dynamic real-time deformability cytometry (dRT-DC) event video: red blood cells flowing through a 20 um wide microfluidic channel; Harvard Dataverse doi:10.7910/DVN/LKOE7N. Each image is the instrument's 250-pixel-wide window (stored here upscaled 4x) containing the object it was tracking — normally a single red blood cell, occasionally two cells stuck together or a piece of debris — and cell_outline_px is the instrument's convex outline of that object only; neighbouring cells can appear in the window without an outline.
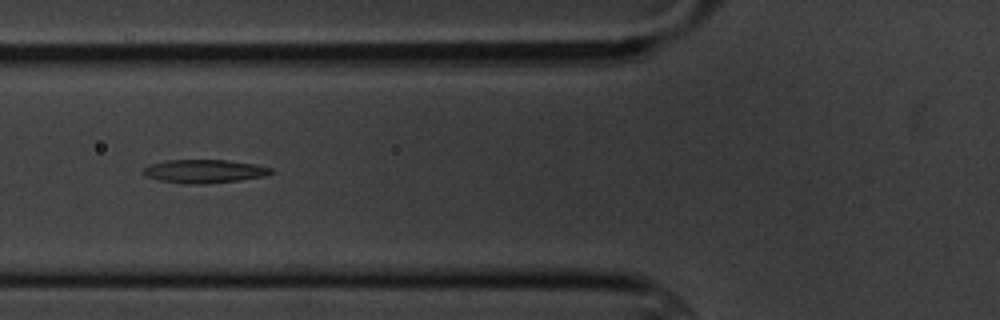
{"species": "common noctule bat (a hibernating species)", "species_latin": "Nyctalus noctula", "temperature_condition": "cold", "stored_images_in_passage": 8, "camera_frame_rate_fps": 3000, "um_per_image_px": 0.085, "animal": {"sex": "male", "body_mass_g": 20.1, "forearm_length_mm": 53.5}, "frame": {"image": 1, "passage_image": 6, "time_ms": 6.667, "image_size_px": [1000, 320], "cell_outline_px": [[272, 172], [264, 176], [236, 180], [204, 184], [184, 184], [156, 180], [148, 176], [144, 172], [144, 168], [148, 164], [164, 160], [228, 160], [256, 164], [272, 168]], "centroid_in_image_um": [17.33, 14.55], "position_along_channel_um": 108.5, "area_um2": 17.4}}
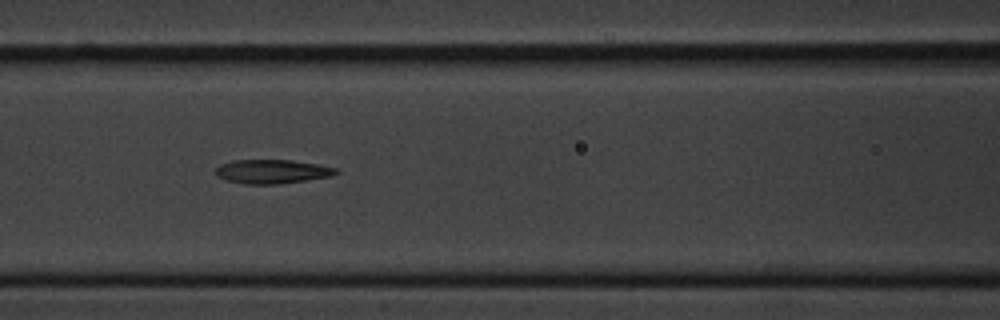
{"frame": {"image": 2, "passage_image": 7, "time_ms": 7.667, "image_size_px": [1000, 320], "cell_outline_px": [[340, 172], [332, 176], [308, 180], [276, 184], [244, 184], [228, 180], [216, 176], [212, 172], [220, 164], [232, 160], [292, 160], [316, 164], [336, 168]], "centroid_in_image_um": [23.1, 14.58], "position_along_channel_um": 143.5, "area_um2": 16.94}}
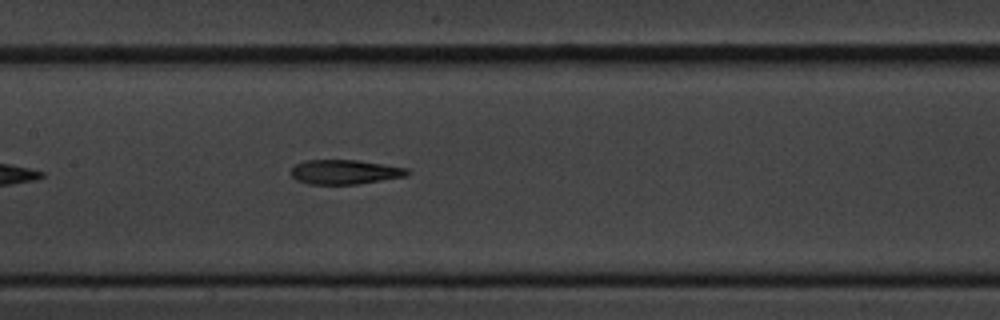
{"frame": {"image": 3, "passage_image": 8, "time_ms": 8.667, "image_size_px": [1000, 320], "cell_outline_px": [[412, 172], [408, 176], [356, 184], [308, 184], [296, 180], [288, 172], [296, 164], [304, 160], [360, 160], [408, 168]], "centroid_in_image_um": [29.32, 14.61], "position_along_channel_um": 178.1, "area_um2": 16.82}}